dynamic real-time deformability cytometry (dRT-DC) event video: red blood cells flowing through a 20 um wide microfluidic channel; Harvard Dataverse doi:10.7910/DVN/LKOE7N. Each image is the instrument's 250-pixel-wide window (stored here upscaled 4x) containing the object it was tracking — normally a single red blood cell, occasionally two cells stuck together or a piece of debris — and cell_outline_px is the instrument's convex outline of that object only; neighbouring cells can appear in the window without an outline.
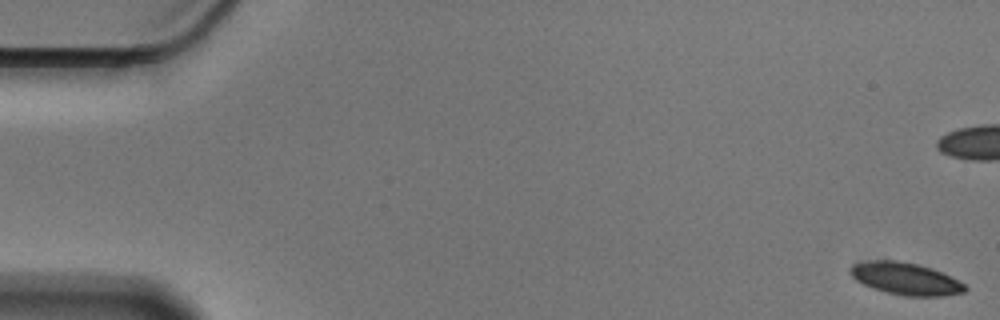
{"species": "Egyptian fruit bat (a non-hibernating species)", "species_latin": "Rousettus aegyptiacus", "temperature_condition": "cold", "stored_images_in_passage": 15, "camera_frame_rate_fps": 3000, "um_per_image_px": 0.085, "animal": {"sex": "male"}, "frame": {"image": 1, "passage_image": 1, "time_ms": 0.0, "image_size_px": [1000, 320], "cell_outline_px": [[968, 288], [964, 292], [944, 296], [904, 296], [884, 292], [872, 288], [856, 280], [848, 272], [848, 268], [852, 264], [868, 260], [896, 260], [920, 264], [932, 268], [964, 284]], "centroid_in_image_um": [76.92, 23.68], "position_along_channel_um": 8.1, "area_um2": 21.68}}